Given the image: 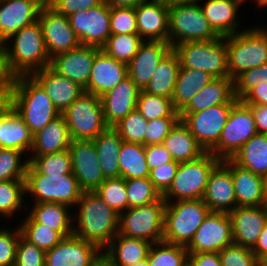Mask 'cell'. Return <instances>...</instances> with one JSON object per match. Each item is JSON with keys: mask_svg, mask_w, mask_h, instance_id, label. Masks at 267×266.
Listing matches in <instances>:
<instances>
[{"mask_svg": "<svg viewBox=\"0 0 267 266\" xmlns=\"http://www.w3.org/2000/svg\"><path fill=\"white\" fill-rule=\"evenodd\" d=\"M248 106L251 108L257 132L267 134V106L260 104Z\"/></svg>", "mask_w": 267, "mask_h": 266, "instance_id": "63", "label": "cell"}, {"mask_svg": "<svg viewBox=\"0 0 267 266\" xmlns=\"http://www.w3.org/2000/svg\"><path fill=\"white\" fill-rule=\"evenodd\" d=\"M140 90L128 76L100 97L104 119L108 126H114L136 109Z\"/></svg>", "mask_w": 267, "mask_h": 266, "instance_id": "25", "label": "cell"}, {"mask_svg": "<svg viewBox=\"0 0 267 266\" xmlns=\"http://www.w3.org/2000/svg\"><path fill=\"white\" fill-rule=\"evenodd\" d=\"M128 209L151 204L162 196L149 178L125 179Z\"/></svg>", "mask_w": 267, "mask_h": 266, "instance_id": "48", "label": "cell"}, {"mask_svg": "<svg viewBox=\"0 0 267 266\" xmlns=\"http://www.w3.org/2000/svg\"><path fill=\"white\" fill-rule=\"evenodd\" d=\"M247 0H243V3ZM253 1V0H251ZM254 3L257 4L258 7H267V0H254Z\"/></svg>", "mask_w": 267, "mask_h": 266, "instance_id": "69", "label": "cell"}, {"mask_svg": "<svg viewBox=\"0 0 267 266\" xmlns=\"http://www.w3.org/2000/svg\"><path fill=\"white\" fill-rule=\"evenodd\" d=\"M173 49L169 42L144 41L136 55L127 64L128 76L143 90L160 61Z\"/></svg>", "mask_w": 267, "mask_h": 266, "instance_id": "26", "label": "cell"}, {"mask_svg": "<svg viewBox=\"0 0 267 266\" xmlns=\"http://www.w3.org/2000/svg\"><path fill=\"white\" fill-rule=\"evenodd\" d=\"M105 179L120 178L119 152L123 140L113 126L93 139Z\"/></svg>", "mask_w": 267, "mask_h": 266, "instance_id": "35", "label": "cell"}, {"mask_svg": "<svg viewBox=\"0 0 267 266\" xmlns=\"http://www.w3.org/2000/svg\"><path fill=\"white\" fill-rule=\"evenodd\" d=\"M179 68V56L172 49L162 61H160L143 91L151 95L163 96L171 99Z\"/></svg>", "mask_w": 267, "mask_h": 266, "instance_id": "38", "label": "cell"}, {"mask_svg": "<svg viewBox=\"0 0 267 266\" xmlns=\"http://www.w3.org/2000/svg\"><path fill=\"white\" fill-rule=\"evenodd\" d=\"M188 262L191 266H221L219 253L215 252L189 253Z\"/></svg>", "mask_w": 267, "mask_h": 266, "instance_id": "61", "label": "cell"}, {"mask_svg": "<svg viewBox=\"0 0 267 266\" xmlns=\"http://www.w3.org/2000/svg\"><path fill=\"white\" fill-rule=\"evenodd\" d=\"M147 124L148 121L135 109L113 127L118 131L124 142L144 145Z\"/></svg>", "mask_w": 267, "mask_h": 266, "instance_id": "50", "label": "cell"}, {"mask_svg": "<svg viewBox=\"0 0 267 266\" xmlns=\"http://www.w3.org/2000/svg\"><path fill=\"white\" fill-rule=\"evenodd\" d=\"M13 109L33 135L61 115L46 91L31 75L14 78Z\"/></svg>", "mask_w": 267, "mask_h": 266, "instance_id": "3", "label": "cell"}, {"mask_svg": "<svg viewBox=\"0 0 267 266\" xmlns=\"http://www.w3.org/2000/svg\"><path fill=\"white\" fill-rule=\"evenodd\" d=\"M241 101L246 105H266L267 106V82H262L251 89Z\"/></svg>", "mask_w": 267, "mask_h": 266, "instance_id": "62", "label": "cell"}, {"mask_svg": "<svg viewBox=\"0 0 267 266\" xmlns=\"http://www.w3.org/2000/svg\"><path fill=\"white\" fill-rule=\"evenodd\" d=\"M151 245L147 240L117 234L103 253L118 266H131L147 259Z\"/></svg>", "mask_w": 267, "mask_h": 266, "instance_id": "36", "label": "cell"}, {"mask_svg": "<svg viewBox=\"0 0 267 266\" xmlns=\"http://www.w3.org/2000/svg\"><path fill=\"white\" fill-rule=\"evenodd\" d=\"M62 115L72 140H93L108 127L100 97L92 93L84 92Z\"/></svg>", "mask_w": 267, "mask_h": 266, "instance_id": "11", "label": "cell"}, {"mask_svg": "<svg viewBox=\"0 0 267 266\" xmlns=\"http://www.w3.org/2000/svg\"><path fill=\"white\" fill-rule=\"evenodd\" d=\"M220 161L206 152L196 160L179 163L172 185L162 197L166 202L202 199L209 175Z\"/></svg>", "mask_w": 267, "mask_h": 266, "instance_id": "8", "label": "cell"}, {"mask_svg": "<svg viewBox=\"0 0 267 266\" xmlns=\"http://www.w3.org/2000/svg\"><path fill=\"white\" fill-rule=\"evenodd\" d=\"M221 266H258L252 249L232 243L219 252Z\"/></svg>", "mask_w": 267, "mask_h": 266, "instance_id": "53", "label": "cell"}, {"mask_svg": "<svg viewBox=\"0 0 267 266\" xmlns=\"http://www.w3.org/2000/svg\"><path fill=\"white\" fill-rule=\"evenodd\" d=\"M267 82V63L248 69L234 79V94L241 100L251 89Z\"/></svg>", "mask_w": 267, "mask_h": 266, "instance_id": "52", "label": "cell"}, {"mask_svg": "<svg viewBox=\"0 0 267 266\" xmlns=\"http://www.w3.org/2000/svg\"><path fill=\"white\" fill-rule=\"evenodd\" d=\"M179 163L172 161L150 170L149 179L156 190L163 196L170 188Z\"/></svg>", "mask_w": 267, "mask_h": 266, "instance_id": "57", "label": "cell"}, {"mask_svg": "<svg viewBox=\"0 0 267 266\" xmlns=\"http://www.w3.org/2000/svg\"><path fill=\"white\" fill-rule=\"evenodd\" d=\"M258 266H267V253L258 259Z\"/></svg>", "mask_w": 267, "mask_h": 266, "instance_id": "68", "label": "cell"}, {"mask_svg": "<svg viewBox=\"0 0 267 266\" xmlns=\"http://www.w3.org/2000/svg\"><path fill=\"white\" fill-rule=\"evenodd\" d=\"M234 104L211 106L205 110L189 113L182 119V122L206 152H209L218 143Z\"/></svg>", "mask_w": 267, "mask_h": 266, "instance_id": "15", "label": "cell"}, {"mask_svg": "<svg viewBox=\"0 0 267 266\" xmlns=\"http://www.w3.org/2000/svg\"><path fill=\"white\" fill-rule=\"evenodd\" d=\"M45 253L20 235L14 266H45Z\"/></svg>", "mask_w": 267, "mask_h": 266, "instance_id": "55", "label": "cell"}, {"mask_svg": "<svg viewBox=\"0 0 267 266\" xmlns=\"http://www.w3.org/2000/svg\"><path fill=\"white\" fill-rule=\"evenodd\" d=\"M14 77L4 75L0 79V116L13 108Z\"/></svg>", "mask_w": 267, "mask_h": 266, "instance_id": "60", "label": "cell"}, {"mask_svg": "<svg viewBox=\"0 0 267 266\" xmlns=\"http://www.w3.org/2000/svg\"><path fill=\"white\" fill-rule=\"evenodd\" d=\"M163 145L178 163L196 160L206 153L182 120L170 130Z\"/></svg>", "mask_w": 267, "mask_h": 266, "instance_id": "33", "label": "cell"}, {"mask_svg": "<svg viewBox=\"0 0 267 266\" xmlns=\"http://www.w3.org/2000/svg\"><path fill=\"white\" fill-rule=\"evenodd\" d=\"M102 253L97 245L72 235L45 253V266H93Z\"/></svg>", "mask_w": 267, "mask_h": 266, "instance_id": "19", "label": "cell"}, {"mask_svg": "<svg viewBox=\"0 0 267 266\" xmlns=\"http://www.w3.org/2000/svg\"><path fill=\"white\" fill-rule=\"evenodd\" d=\"M25 217L19 225L21 235L41 250L47 252L64 239L58 231L37 223L29 214Z\"/></svg>", "mask_w": 267, "mask_h": 266, "instance_id": "41", "label": "cell"}, {"mask_svg": "<svg viewBox=\"0 0 267 266\" xmlns=\"http://www.w3.org/2000/svg\"><path fill=\"white\" fill-rule=\"evenodd\" d=\"M231 174L237 207L267 205V179L244 169L231 160Z\"/></svg>", "mask_w": 267, "mask_h": 266, "instance_id": "28", "label": "cell"}, {"mask_svg": "<svg viewBox=\"0 0 267 266\" xmlns=\"http://www.w3.org/2000/svg\"><path fill=\"white\" fill-rule=\"evenodd\" d=\"M27 160L40 174L48 176L73 174L71 155L68 149L41 156H29Z\"/></svg>", "mask_w": 267, "mask_h": 266, "instance_id": "46", "label": "cell"}, {"mask_svg": "<svg viewBox=\"0 0 267 266\" xmlns=\"http://www.w3.org/2000/svg\"><path fill=\"white\" fill-rule=\"evenodd\" d=\"M4 76L2 60H1V52H0V79Z\"/></svg>", "mask_w": 267, "mask_h": 266, "instance_id": "71", "label": "cell"}, {"mask_svg": "<svg viewBox=\"0 0 267 266\" xmlns=\"http://www.w3.org/2000/svg\"><path fill=\"white\" fill-rule=\"evenodd\" d=\"M93 266H118L109 257L102 253L94 262Z\"/></svg>", "mask_w": 267, "mask_h": 266, "instance_id": "66", "label": "cell"}, {"mask_svg": "<svg viewBox=\"0 0 267 266\" xmlns=\"http://www.w3.org/2000/svg\"><path fill=\"white\" fill-rule=\"evenodd\" d=\"M188 255L185 246L162 241L150 246L147 261L149 266H185Z\"/></svg>", "mask_w": 267, "mask_h": 266, "instance_id": "42", "label": "cell"}, {"mask_svg": "<svg viewBox=\"0 0 267 266\" xmlns=\"http://www.w3.org/2000/svg\"><path fill=\"white\" fill-rule=\"evenodd\" d=\"M31 76L46 91L60 114L84 93V88L78 83L59 75L50 66L35 71Z\"/></svg>", "mask_w": 267, "mask_h": 266, "instance_id": "27", "label": "cell"}, {"mask_svg": "<svg viewBox=\"0 0 267 266\" xmlns=\"http://www.w3.org/2000/svg\"><path fill=\"white\" fill-rule=\"evenodd\" d=\"M210 212L202 199L166 202L163 241L186 246Z\"/></svg>", "mask_w": 267, "mask_h": 266, "instance_id": "5", "label": "cell"}, {"mask_svg": "<svg viewBox=\"0 0 267 266\" xmlns=\"http://www.w3.org/2000/svg\"><path fill=\"white\" fill-rule=\"evenodd\" d=\"M105 0H50L49 5L58 13L69 16L72 13L101 5Z\"/></svg>", "mask_w": 267, "mask_h": 266, "instance_id": "58", "label": "cell"}, {"mask_svg": "<svg viewBox=\"0 0 267 266\" xmlns=\"http://www.w3.org/2000/svg\"><path fill=\"white\" fill-rule=\"evenodd\" d=\"M94 192L117 214L120 215L128 210V197L124 178L105 179Z\"/></svg>", "mask_w": 267, "mask_h": 266, "instance_id": "47", "label": "cell"}, {"mask_svg": "<svg viewBox=\"0 0 267 266\" xmlns=\"http://www.w3.org/2000/svg\"><path fill=\"white\" fill-rule=\"evenodd\" d=\"M131 266H149L147 259L143 261H138L137 263L131 265Z\"/></svg>", "mask_w": 267, "mask_h": 266, "instance_id": "70", "label": "cell"}, {"mask_svg": "<svg viewBox=\"0 0 267 266\" xmlns=\"http://www.w3.org/2000/svg\"><path fill=\"white\" fill-rule=\"evenodd\" d=\"M67 17L81 45L101 48L111 36L110 6L105 1L97 7L72 13Z\"/></svg>", "mask_w": 267, "mask_h": 266, "instance_id": "16", "label": "cell"}, {"mask_svg": "<svg viewBox=\"0 0 267 266\" xmlns=\"http://www.w3.org/2000/svg\"><path fill=\"white\" fill-rule=\"evenodd\" d=\"M144 40L138 34H114L101 47L108 56L128 64Z\"/></svg>", "mask_w": 267, "mask_h": 266, "instance_id": "44", "label": "cell"}, {"mask_svg": "<svg viewBox=\"0 0 267 266\" xmlns=\"http://www.w3.org/2000/svg\"><path fill=\"white\" fill-rule=\"evenodd\" d=\"M118 158L121 178H149L150 170L146 162L143 144L123 141Z\"/></svg>", "mask_w": 267, "mask_h": 266, "instance_id": "40", "label": "cell"}, {"mask_svg": "<svg viewBox=\"0 0 267 266\" xmlns=\"http://www.w3.org/2000/svg\"><path fill=\"white\" fill-rule=\"evenodd\" d=\"M237 101L234 94V80L229 77L214 78L178 112L179 118L182 120L189 113Z\"/></svg>", "mask_w": 267, "mask_h": 266, "instance_id": "29", "label": "cell"}, {"mask_svg": "<svg viewBox=\"0 0 267 266\" xmlns=\"http://www.w3.org/2000/svg\"><path fill=\"white\" fill-rule=\"evenodd\" d=\"M23 152L14 149L0 148V181L25 180L29 161Z\"/></svg>", "mask_w": 267, "mask_h": 266, "instance_id": "49", "label": "cell"}, {"mask_svg": "<svg viewBox=\"0 0 267 266\" xmlns=\"http://www.w3.org/2000/svg\"><path fill=\"white\" fill-rule=\"evenodd\" d=\"M257 133L251 108L238 100L231 108L218 143L209 152L220 160L231 159Z\"/></svg>", "mask_w": 267, "mask_h": 266, "instance_id": "12", "label": "cell"}, {"mask_svg": "<svg viewBox=\"0 0 267 266\" xmlns=\"http://www.w3.org/2000/svg\"><path fill=\"white\" fill-rule=\"evenodd\" d=\"M110 30L114 34H138L135 8L110 7Z\"/></svg>", "mask_w": 267, "mask_h": 266, "instance_id": "51", "label": "cell"}, {"mask_svg": "<svg viewBox=\"0 0 267 266\" xmlns=\"http://www.w3.org/2000/svg\"><path fill=\"white\" fill-rule=\"evenodd\" d=\"M76 206L79 209L74 215L73 235L103 251L118 234L119 214L94 191L82 192Z\"/></svg>", "mask_w": 267, "mask_h": 266, "instance_id": "2", "label": "cell"}, {"mask_svg": "<svg viewBox=\"0 0 267 266\" xmlns=\"http://www.w3.org/2000/svg\"><path fill=\"white\" fill-rule=\"evenodd\" d=\"M145 158L149 170L173 161L170 152L163 144L146 145Z\"/></svg>", "mask_w": 267, "mask_h": 266, "instance_id": "59", "label": "cell"}, {"mask_svg": "<svg viewBox=\"0 0 267 266\" xmlns=\"http://www.w3.org/2000/svg\"><path fill=\"white\" fill-rule=\"evenodd\" d=\"M82 190L73 174L44 175L28 163L25 175V195L34 203H61L76 207Z\"/></svg>", "mask_w": 267, "mask_h": 266, "instance_id": "6", "label": "cell"}, {"mask_svg": "<svg viewBox=\"0 0 267 266\" xmlns=\"http://www.w3.org/2000/svg\"><path fill=\"white\" fill-rule=\"evenodd\" d=\"M165 207L166 201L161 197L151 204L129 208L119 215L118 234L152 244L162 242Z\"/></svg>", "mask_w": 267, "mask_h": 266, "instance_id": "9", "label": "cell"}, {"mask_svg": "<svg viewBox=\"0 0 267 266\" xmlns=\"http://www.w3.org/2000/svg\"><path fill=\"white\" fill-rule=\"evenodd\" d=\"M220 37L204 17L199 3L169 6V44L208 41Z\"/></svg>", "mask_w": 267, "mask_h": 266, "instance_id": "10", "label": "cell"}, {"mask_svg": "<svg viewBox=\"0 0 267 266\" xmlns=\"http://www.w3.org/2000/svg\"><path fill=\"white\" fill-rule=\"evenodd\" d=\"M127 77V64L117 61L108 56L103 50H100L94 58L88 84L84 88V92L101 97Z\"/></svg>", "mask_w": 267, "mask_h": 266, "instance_id": "24", "label": "cell"}, {"mask_svg": "<svg viewBox=\"0 0 267 266\" xmlns=\"http://www.w3.org/2000/svg\"><path fill=\"white\" fill-rule=\"evenodd\" d=\"M231 160L238 166L267 179V134L253 135Z\"/></svg>", "mask_w": 267, "mask_h": 266, "instance_id": "37", "label": "cell"}, {"mask_svg": "<svg viewBox=\"0 0 267 266\" xmlns=\"http://www.w3.org/2000/svg\"><path fill=\"white\" fill-rule=\"evenodd\" d=\"M25 180L0 181V216L5 219L14 217L24 205Z\"/></svg>", "mask_w": 267, "mask_h": 266, "instance_id": "45", "label": "cell"}, {"mask_svg": "<svg viewBox=\"0 0 267 266\" xmlns=\"http://www.w3.org/2000/svg\"><path fill=\"white\" fill-rule=\"evenodd\" d=\"M233 232V243L253 249L267 223V205L236 207L228 213Z\"/></svg>", "mask_w": 267, "mask_h": 266, "instance_id": "23", "label": "cell"}, {"mask_svg": "<svg viewBox=\"0 0 267 266\" xmlns=\"http://www.w3.org/2000/svg\"><path fill=\"white\" fill-rule=\"evenodd\" d=\"M38 22L50 60L81 45L68 17L58 13L48 3H44L40 8Z\"/></svg>", "mask_w": 267, "mask_h": 266, "instance_id": "13", "label": "cell"}, {"mask_svg": "<svg viewBox=\"0 0 267 266\" xmlns=\"http://www.w3.org/2000/svg\"><path fill=\"white\" fill-rule=\"evenodd\" d=\"M21 235L20 227L8 229L0 228V266H14L16 260V250L19 237Z\"/></svg>", "mask_w": 267, "mask_h": 266, "instance_id": "54", "label": "cell"}, {"mask_svg": "<svg viewBox=\"0 0 267 266\" xmlns=\"http://www.w3.org/2000/svg\"><path fill=\"white\" fill-rule=\"evenodd\" d=\"M71 141L66 120L61 114L33 135L30 156H41L67 150Z\"/></svg>", "mask_w": 267, "mask_h": 266, "instance_id": "31", "label": "cell"}, {"mask_svg": "<svg viewBox=\"0 0 267 266\" xmlns=\"http://www.w3.org/2000/svg\"><path fill=\"white\" fill-rule=\"evenodd\" d=\"M243 0H207L200 4L204 17L219 36H231L241 32L238 11Z\"/></svg>", "mask_w": 267, "mask_h": 266, "instance_id": "30", "label": "cell"}, {"mask_svg": "<svg viewBox=\"0 0 267 266\" xmlns=\"http://www.w3.org/2000/svg\"><path fill=\"white\" fill-rule=\"evenodd\" d=\"M28 214L40 224L58 231L64 238L73 235L74 214H70L71 207L61 203H33ZM70 209V210H69Z\"/></svg>", "mask_w": 267, "mask_h": 266, "instance_id": "34", "label": "cell"}, {"mask_svg": "<svg viewBox=\"0 0 267 266\" xmlns=\"http://www.w3.org/2000/svg\"><path fill=\"white\" fill-rule=\"evenodd\" d=\"M232 243V223L228 213L210 212L185 248L189 253H219Z\"/></svg>", "mask_w": 267, "mask_h": 266, "instance_id": "14", "label": "cell"}, {"mask_svg": "<svg viewBox=\"0 0 267 266\" xmlns=\"http://www.w3.org/2000/svg\"><path fill=\"white\" fill-rule=\"evenodd\" d=\"M135 12L138 35L144 41L169 42V6L163 0H147Z\"/></svg>", "mask_w": 267, "mask_h": 266, "instance_id": "21", "label": "cell"}, {"mask_svg": "<svg viewBox=\"0 0 267 266\" xmlns=\"http://www.w3.org/2000/svg\"><path fill=\"white\" fill-rule=\"evenodd\" d=\"M41 0H0V46L9 37L38 21Z\"/></svg>", "mask_w": 267, "mask_h": 266, "instance_id": "22", "label": "cell"}, {"mask_svg": "<svg viewBox=\"0 0 267 266\" xmlns=\"http://www.w3.org/2000/svg\"><path fill=\"white\" fill-rule=\"evenodd\" d=\"M43 3H49L50 0H41Z\"/></svg>", "mask_w": 267, "mask_h": 266, "instance_id": "72", "label": "cell"}, {"mask_svg": "<svg viewBox=\"0 0 267 266\" xmlns=\"http://www.w3.org/2000/svg\"><path fill=\"white\" fill-rule=\"evenodd\" d=\"M181 67L197 69L214 78L228 77L226 37L208 41H188L176 45Z\"/></svg>", "mask_w": 267, "mask_h": 266, "instance_id": "7", "label": "cell"}, {"mask_svg": "<svg viewBox=\"0 0 267 266\" xmlns=\"http://www.w3.org/2000/svg\"><path fill=\"white\" fill-rule=\"evenodd\" d=\"M100 50V47L93 45H79L69 52L52 58L50 67L59 75L85 88L88 84L94 58Z\"/></svg>", "mask_w": 267, "mask_h": 266, "instance_id": "20", "label": "cell"}, {"mask_svg": "<svg viewBox=\"0 0 267 266\" xmlns=\"http://www.w3.org/2000/svg\"><path fill=\"white\" fill-rule=\"evenodd\" d=\"M136 110H138L147 121L163 117H179V113L175 109L172 99L151 95L143 90L139 92Z\"/></svg>", "mask_w": 267, "mask_h": 266, "instance_id": "43", "label": "cell"}, {"mask_svg": "<svg viewBox=\"0 0 267 266\" xmlns=\"http://www.w3.org/2000/svg\"><path fill=\"white\" fill-rule=\"evenodd\" d=\"M168 6L200 3L201 0H163Z\"/></svg>", "mask_w": 267, "mask_h": 266, "instance_id": "67", "label": "cell"}, {"mask_svg": "<svg viewBox=\"0 0 267 266\" xmlns=\"http://www.w3.org/2000/svg\"><path fill=\"white\" fill-rule=\"evenodd\" d=\"M71 155L72 173L79 188L95 191L105 180L93 140H72L68 148Z\"/></svg>", "mask_w": 267, "mask_h": 266, "instance_id": "17", "label": "cell"}, {"mask_svg": "<svg viewBox=\"0 0 267 266\" xmlns=\"http://www.w3.org/2000/svg\"><path fill=\"white\" fill-rule=\"evenodd\" d=\"M32 146L33 134L13 108L0 116V148L19 150L28 156Z\"/></svg>", "mask_w": 267, "mask_h": 266, "instance_id": "32", "label": "cell"}, {"mask_svg": "<svg viewBox=\"0 0 267 266\" xmlns=\"http://www.w3.org/2000/svg\"><path fill=\"white\" fill-rule=\"evenodd\" d=\"M179 120V117H163L148 121L144 146L163 144L164 139Z\"/></svg>", "mask_w": 267, "mask_h": 266, "instance_id": "56", "label": "cell"}, {"mask_svg": "<svg viewBox=\"0 0 267 266\" xmlns=\"http://www.w3.org/2000/svg\"><path fill=\"white\" fill-rule=\"evenodd\" d=\"M202 200L211 212L229 213L237 207L231 159L221 160L211 171Z\"/></svg>", "mask_w": 267, "mask_h": 266, "instance_id": "18", "label": "cell"}, {"mask_svg": "<svg viewBox=\"0 0 267 266\" xmlns=\"http://www.w3.org/2000/svg\"><path fill=\"white\" fill-rule=\"evenodd\" d=\"M11 42L13 45H9ZM4 75H31L50 66L42 28L38 21L23 27L0 46Z\"/></svg>", "mask_w": 267, "mask_h": 266, "instance_id": "1", "label": "cell"}, {"mask_svg": "<svg viewBox=\"0 0 267 266\" xmlns=\"http://www.w3.org/2000/svg\"><path fill=\"white\" fill-rule=\"evenodd\" d=\"M228 77L235 79L242 72L267 63V25L250 26L226 37Z\"/></svg>", "mask_w": 267, "mask_h": 266, "instance_id": "4", "label": "cell"}, {"mask_svg": "<svg viewBox=\"0 0 267 266\" xmlns=\"http://www.w3.org/2000/svg\"><path fill=\"white\" fill-rule=\"evenodd\" d=\"M257 259L267 253V223L259 235L255 247L252 249Z\"/></svg>", "mask_w": 267, "mask_h": 266, "instance_id": "64", "label": "cell"}, {"mask_svg": "<svg viewBox=\"0 0 267 266\" xmlns=\"http://www.w3.org/2000/svg\"><path fill=\"white\" fill-rule=\"evenodd\" d=\"M147 0H105L110 7H132L136 8Z\"/></svg>", "mask_w": 267, "mask_h": 266, "instance_id": "65", "label": "cell"}, {"mask_svg": "<svg viewBox=\"0 0 267 266\" xmlns=\"http://www.w3.org/2000/svg\"><path fill=\"white\" fill-rule=\"evenodd\" d=\"M213 79V76L203 71L180 66L171 97L175 109L179 112Z\"/></svg>", "mask_w": 267, "mask_h": 266, "instance_id": "39", "label": "cell"}]
</instances>
